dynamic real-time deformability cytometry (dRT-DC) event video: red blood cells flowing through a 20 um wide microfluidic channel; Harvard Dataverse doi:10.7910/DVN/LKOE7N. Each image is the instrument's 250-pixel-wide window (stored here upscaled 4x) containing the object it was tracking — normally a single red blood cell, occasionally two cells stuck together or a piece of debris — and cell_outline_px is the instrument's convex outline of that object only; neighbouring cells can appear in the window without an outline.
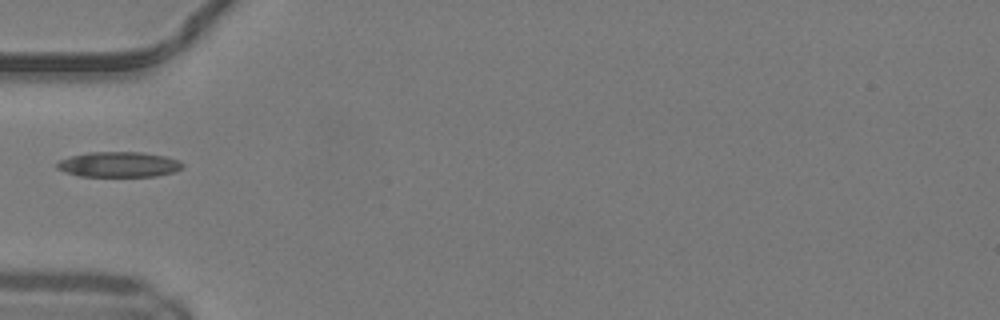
{"species": "common noctule bat (a hibernating species)", "species_latin": "Nyctalus noctula", "temperature_condition": "warm", "stored_images_in_passage": 31, "camera_frame_rate_fps": 3000, "um_per_image_px": 0.085, "animal": {"sex": "male", "body_mass_g": 19.2, "forearm_length_mm": 51.8}, "frame": {"image": 1, "passage_image": 1, "time_ms": 0.0, "image_size_px": [1000, 320], "cell_outline_px": [[184, 168], [172, 172], [156, 176], [80, 176], [64, 172], [56, 168], [56, 164], [60, 160], [72, 156], [88, 152], [144, 152], [164, 156], [180, 160], [184, 164]], "centroid_in_image_um": [10.12, 13.98], "position_along_channel_um": 74.9, "area_um2": 18.55}}
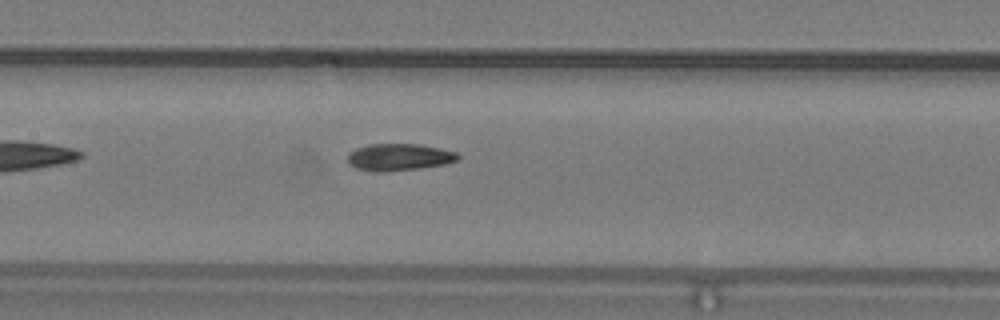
{"frame": {"image": 2, "passage_image": 8, "time_ms": 2.333, "image_size_px": [1000, 320], "cell_outline_px": [[460, 160], [444, 164], [420, 168], [388, 172], [372, 172], [356, 168], [348, 160], [348, 152], [356, 148], [368, 144], [420, 144], [440, 148], [456, 152], [460, 156]], "centroid_in_image_um": [33.93, 13.36], "position_along_channel_um": 173.5, "area_um2": 17.51}}
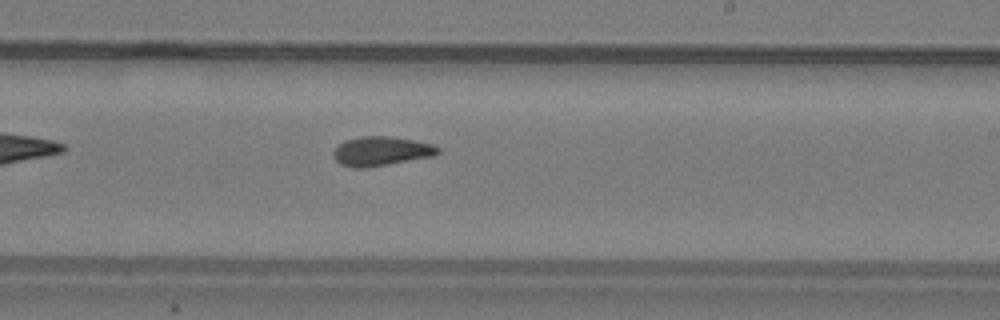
{"frame": {"image": 3, "passage_image": 14, "time_ms": 4.333, "image_size_px": [1000, 320], "cell_outline_px": [[440, 152], [432, 156], [364, 168], [352, 168], [340, 164], [332, 156], [332, 152], [344, 140], [364, 136], [388, 136], [412, 140], [432, 144], [440, 148]], "centroid_in_image_um": [32.36, 12.85], "position_along_channel_um": 256.6, "area_um2": 17.63}}